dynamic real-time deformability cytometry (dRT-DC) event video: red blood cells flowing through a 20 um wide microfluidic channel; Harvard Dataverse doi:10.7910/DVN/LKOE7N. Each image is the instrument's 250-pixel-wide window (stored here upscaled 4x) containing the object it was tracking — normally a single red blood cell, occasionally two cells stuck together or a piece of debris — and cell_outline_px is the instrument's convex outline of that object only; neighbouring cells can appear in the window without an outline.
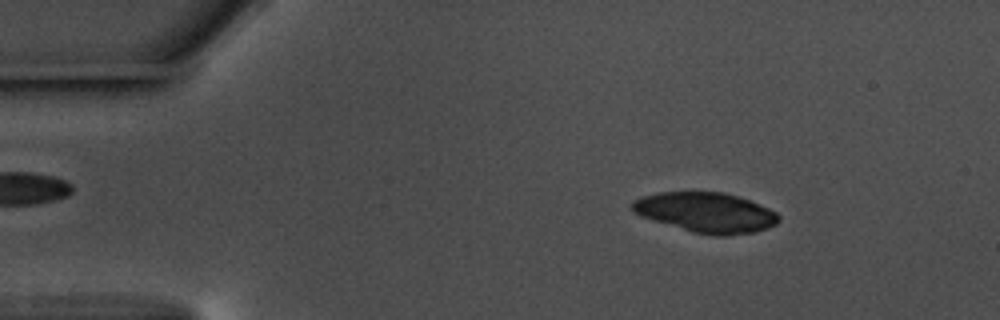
{"species": "common noctule bat (a hibernating species)", "species_latin": "Nyctalus noctula", "temperature_condition": "warm", "stored_images_in_passage": 32, "camera_frame_rate_fps": 3000, "um_per_image_px": 0.085, "animal": {"sex": "male", "body_mass_g": 17.5, "forearm_length_mm": 52.3}, "frame": {"image": 1, "passage_image": 9, "time_ms": 2.667, "image_size_px": [1000, 320], "cell_outline_px": [[780, 220], [776, 224], [768, 228], [756, 232], [728, 236], [716, 236], [692, 232], [640, 216], [632, 208], [632, 200], [640, 196], [660, 192], [724, 192], [748, 200], [768, 208], [776, 212], [780, 216]], "centroid_in_image_um": [60.02, 18.07], "position_along_channel_um": 25.0, "area_um2": 34.16}}